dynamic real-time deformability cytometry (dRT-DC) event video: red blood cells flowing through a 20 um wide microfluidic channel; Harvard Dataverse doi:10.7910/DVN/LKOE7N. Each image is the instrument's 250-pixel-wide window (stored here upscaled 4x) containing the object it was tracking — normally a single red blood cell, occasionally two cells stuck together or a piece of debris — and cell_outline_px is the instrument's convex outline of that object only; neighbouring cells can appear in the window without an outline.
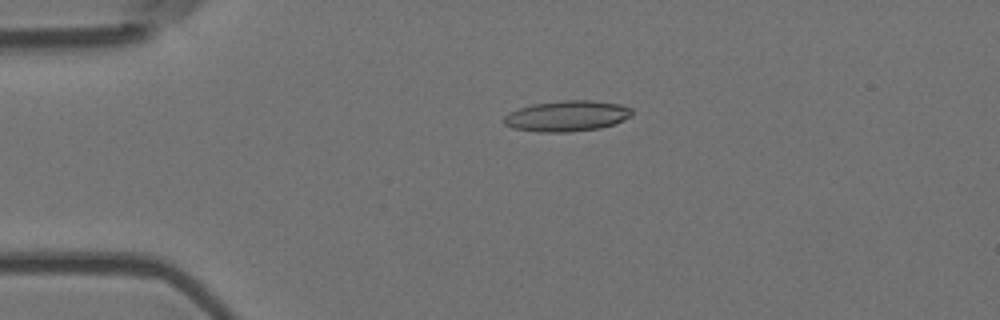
{"species": "Egyptian fruit bat (a non-hibernating species)", "species_latin": "Rousettus aegyptiacus", "temperature_condition": "room temperature", "stored_images_in_passage": 15, "camera_frame_rate_fps": 3000, "um_per_image_px": 0.085, "animal": {"sex": "female"}, "frame": {"image": 1, "passage_image": 13, "time_ms": 4.0, "image_size_px": [1000, 320], "cell_outline_px": [[632, 116], [616, 124], [600, 128], [568, 132], [540, 132], [512, 128], [504, 124], [504, 116], [520, 108], [532, 104], [564, 100], [592, 100], [620, 104], [632, 108]], "centroid_in_image_um": [48.23, 9.86], "position_along_channel_um": 36.8, "area_um2": 23.0}}